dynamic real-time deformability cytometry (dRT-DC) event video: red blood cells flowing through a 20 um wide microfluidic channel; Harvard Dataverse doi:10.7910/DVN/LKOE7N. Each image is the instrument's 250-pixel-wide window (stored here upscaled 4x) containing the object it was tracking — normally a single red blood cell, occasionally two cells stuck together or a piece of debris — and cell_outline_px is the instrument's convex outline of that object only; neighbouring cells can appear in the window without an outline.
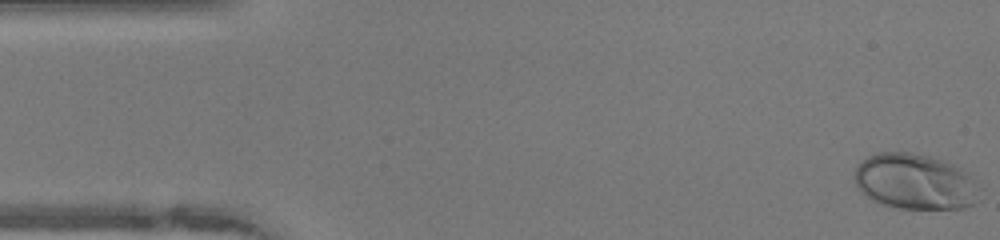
{"species": "human", "species_latin": "Homo sapiens", "temperature_condition": "warm", "stored_images_in_passage": 49, "camera_frame_rate_fps": 3000, "um_per_image_px": 0.085, "donor": {"sex": "female"}, "frame": {"image": 1, "passage_image": 1, "time_ms": 0.0, "image_size_px": [1000, 240], "cell_outline_px": [[984, 188], [980, 200], [964, 208], [900, 208], [880, 204], [872, 200], [860, 192], [856, 188], [852, 176], [856, 164], [868, 156], [880, 152], [908, 152], [928, 156], [944, 160], [968, 172]], "centroid_in_image_um": [77.8, 15.44], "position_along_channel_um": 7.2, "area_um2": 41.56}}
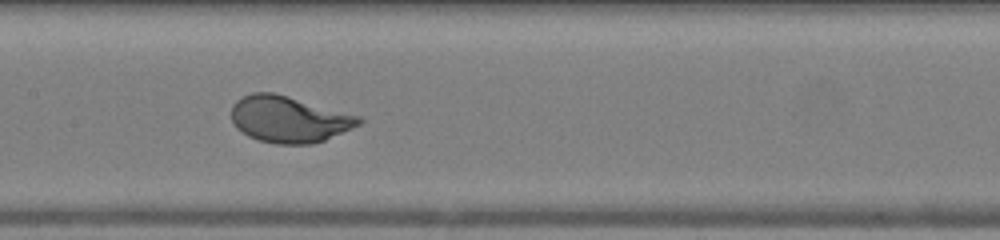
{"frame": {"image": 2, "passage_image": 23, "time_ms": 7.333, "image_size_px": [1000, 240], "cell_outline_px": [[364, 120], [360, 124], [352, 128], [324, 140], [312, 144], [276, 144], [260, 140], [248, 136], [236, 128], [232, 120], [232, 104], [236, 100], [252, 92], [272, 92], [288, 96], [360, 116]], "centroid_in_image_um": [24.55, 10.13], "position_along_channel_um": 182.9, "area_um2": 34.33}}
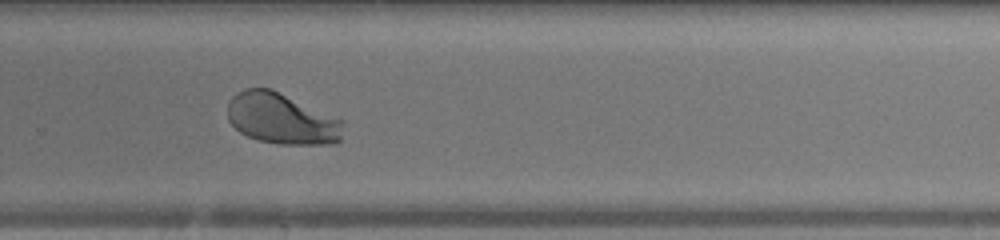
{"frame": {"image": 3, "passage_image": 32, "time_ms": 10.333, "image_size_px": [1000, 240], "cell_outline_px": [[344, 124], [340, 140], [336, 144], [280, 144], [256, 140], [240, 132], [228, 120], [228, 100], [236, 92], [244, 88], [272, 88], [344, 120]], "centroid_in_image_um": [23.95, 10.08], "position_along_channel_um": 305.9, "area_um2": 34.8}, "authors_computed_cell_mechanics": {"area_um2": 35.1424, "velocity_mm_per_s": 4.113, "shape_relaxation_time_tau1_ms": 2.0699, "shape_relaxation_time_tau2_ms": null, "deformation_change_tau1": 0.1748, "deformation_change_tau2": null}}